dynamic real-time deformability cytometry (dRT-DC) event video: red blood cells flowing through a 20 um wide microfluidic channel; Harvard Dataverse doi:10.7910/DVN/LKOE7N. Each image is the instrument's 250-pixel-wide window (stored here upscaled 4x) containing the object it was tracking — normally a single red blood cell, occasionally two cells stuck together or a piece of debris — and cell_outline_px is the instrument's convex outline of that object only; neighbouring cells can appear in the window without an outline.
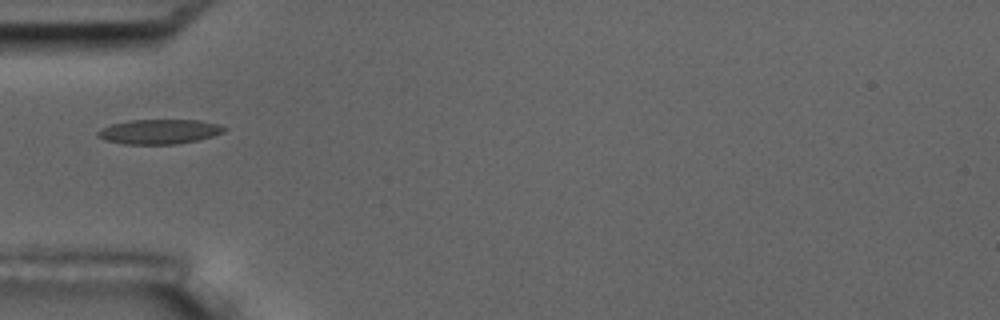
{"species": "common noctule bat (a hibernating species)", "species_latin": "Nyctalus noctula", "temperature_condition": "room temperature", "stored_images_in_passage": 16, "camera_frame_rate_fps": 3000, "um_per_image_px": 0.085, "animal": {"sex": "male", "body_mass_g": 17.5, "forearm_length_mm": 52.3}, "frame": {"image": 1, "passage_image": 5, "time_ms": 4.667, "image_size_px": [1000, 320], "cell_outline_px": [[228, 128], [224, 132], [212, 136], [196, 140], [176, 144], [124, 144], [104, 140], [96, 136], [96, 132], [100, 128], [112, 124], [128, 120], [200, 120], [216, 124]], "centroid_in_image_um": [13.49, 11.19], "position_along_channel_um": 71.5, "area_um2": 18.21}}
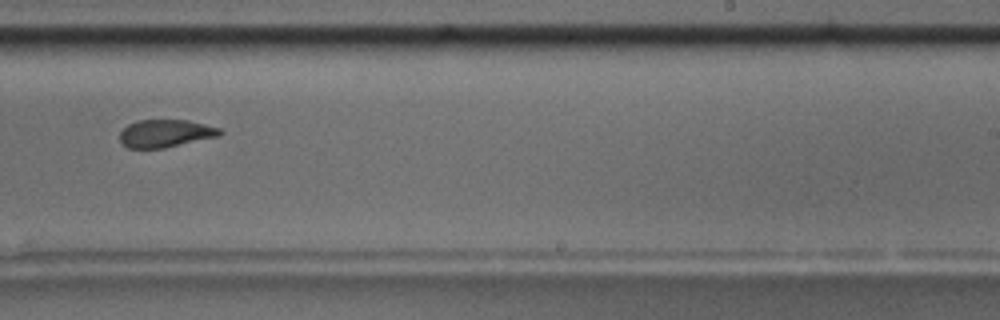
{"frame": {"image": 2, "passage_image": 10, "time_ms": 10.333, "image_size_px": [1000, 320], "cell_outline_px": [[224, 132], [220, 136], [164, 148], [128, 148], [120, 144], [120, 132], [128, 124], [136, 120], [188, 120], [220, 128]], "centroid_in_image_um": [14.06, 11.34], "position_along_channel_um": 274.9, "area_um2": 16.3}, "authors_computed_cell_mechanics": {"area_um2": 17.051, "velocity_mm_per_s": 3.5994, "shape_relaxation_time_tau1_ms": 8.5492, "shape_relaxation_time_tau2_ms": 1.7343, "deformation_change_tau1": 0.2118, "deformation_change_tau2": 0.0791}}